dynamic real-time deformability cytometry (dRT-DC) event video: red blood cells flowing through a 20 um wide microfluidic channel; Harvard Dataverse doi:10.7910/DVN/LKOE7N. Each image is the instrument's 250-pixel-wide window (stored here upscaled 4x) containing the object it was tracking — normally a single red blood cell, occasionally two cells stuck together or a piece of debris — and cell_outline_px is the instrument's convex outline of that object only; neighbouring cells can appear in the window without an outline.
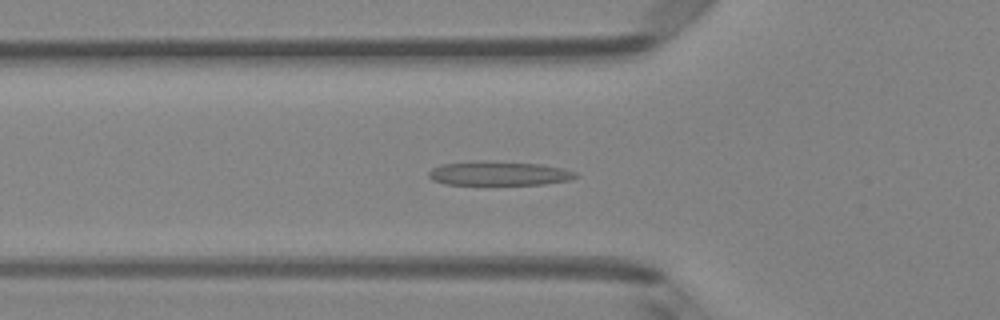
{"species": "Egyptian fruit bat (a non-hibernating species)", "species_latin": "Rousettus aegyptiacus", "temperature_condition": "room temperature", "stored_images_in_passage": 49, "camera_frame_rate_fps": 3000, "um_per_image_px": 0.085, "animal": {"sex": "female"}, "frame": {"image": 1, "passage_image": 17, "time_ms": 5.333, "image_size_px": [1000, 320], "cell_outline_px": [[580, 176], [568, 180], [544, 184], [444, 184], [432, 180], [428, 176], [428, 172], [432, 168], [440, 164], [540, 164], [564, 168], [576, 172]], "centroid_in_image_um": [42.47, 14.79], "position_along_channel_um": 83.3, "area_um2": 19.31}}
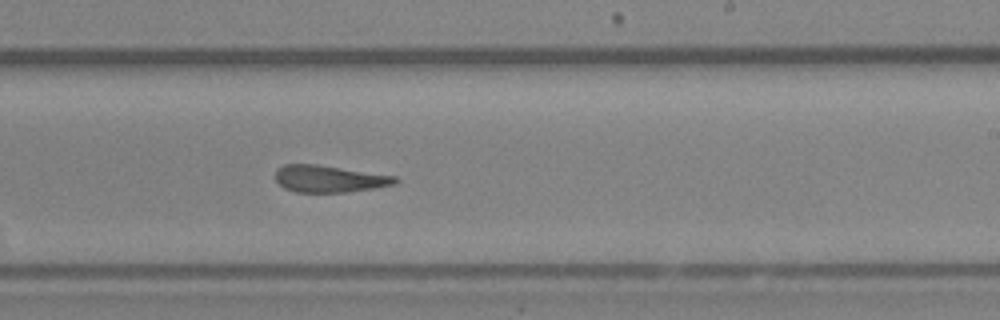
{"frame": {"image": 2, "passage_image": 30, "time_ms": 9.667, "image_size_px": [1000, 320], "cell_outline_px": [[400, 180], [396, 184], [372, 188], [344, 192], [296, 192], [284, 188], [276, 180], [276, 168], [284, 164], [316, 164], [396, 176]], "centroid_in_image_um": [27.97, 15.19], "position_along_channel_um": 261.0, "area_um2": 18.73}}
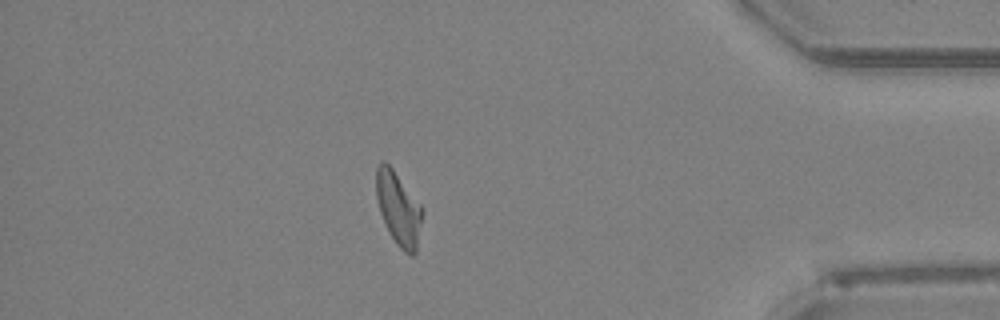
{"frame": {"image": 3, "passage_image": 43, "time_ms": 14.0, "image_size_px": [1000, 320], "cell_outline_px": [[424, 212], [416, 252], [412, 256], [408, 256], [396, 244], [380, 212], [376, 196], [376, 168], [380, 160], [384, 160], [392, 168], [424, 208]], "centroid_in_image_um": [33.89, 17.73], "position_along_channel_um": 401.3, "area_um2": 19.77}, "authors_computed_cell_mechanics": {"area_um2": 19.7676, "velocity_mm_per_s": 4.1076, "shape_relaxation_time_tau1_ms": 6.2008, "shape_relaxation_time_tau2_ms": 5.009, "deformation_change_tau1": 0.2362, "deformation_change_tau2": 0.1869}}